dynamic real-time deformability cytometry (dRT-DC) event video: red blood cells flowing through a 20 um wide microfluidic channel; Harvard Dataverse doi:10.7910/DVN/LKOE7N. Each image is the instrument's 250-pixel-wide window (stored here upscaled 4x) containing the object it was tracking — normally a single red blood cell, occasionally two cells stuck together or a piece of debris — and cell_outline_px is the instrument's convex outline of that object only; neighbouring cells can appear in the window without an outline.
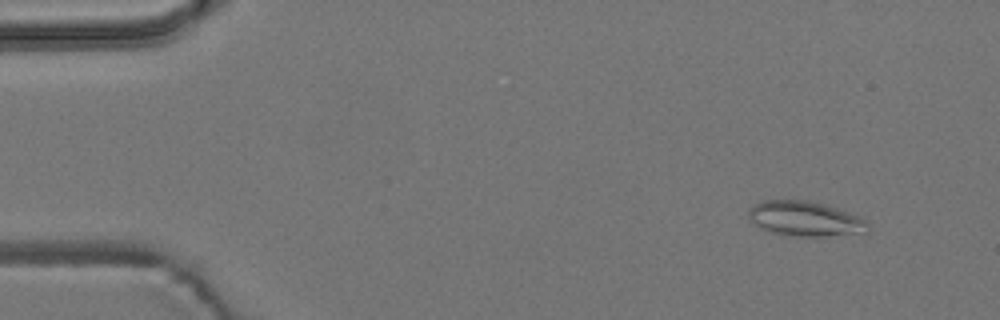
{"species": "common noctule bat (a hibernating species)", "species_latin": "Nyctalus noctula", "temperature_condition": "room temperature", "stored_images_in_passage": 5, "camera_frame_rate_fps": 3000, "um_per_image_px": 0.085, "animal": {"sex": "male", "body_mass_g": 19.2, "forearm_length_mm": 51.8}, "frame": {"image": 1, "passage_image": 2, "time_ms": 1.333, "image_size_px": [1000, 320], "cell_outline_px": [[868, 232], [824, 236], [792, 236], [772, 232], [760, 228], [752, 224], [748, 216], [748, 212], [752, 204], [764, 200], [804, 200], [824, 204], [860, 216], [868, 224]], "centroid_in_image_um": [68.39, 18.59], "position_along_channel_um": 16.6, "area_um2": 24.28}}